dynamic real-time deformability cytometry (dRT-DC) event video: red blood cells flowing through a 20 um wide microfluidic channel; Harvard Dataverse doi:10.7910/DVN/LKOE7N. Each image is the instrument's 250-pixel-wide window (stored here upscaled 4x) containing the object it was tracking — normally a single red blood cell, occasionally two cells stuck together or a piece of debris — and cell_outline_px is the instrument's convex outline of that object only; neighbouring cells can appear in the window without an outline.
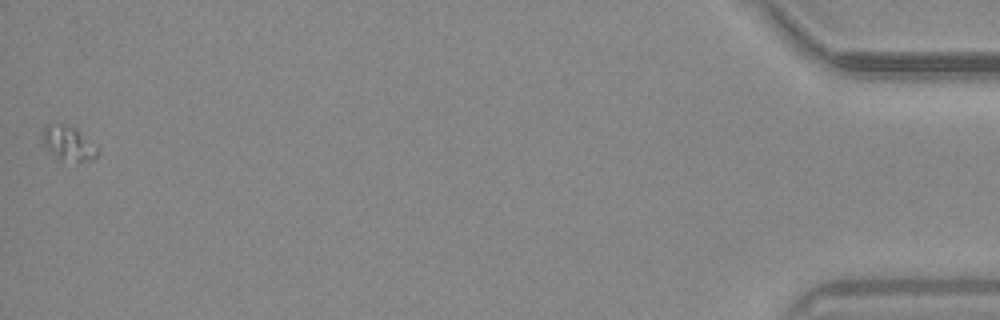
{"species": "common noctule bat (a hibernating species)", "species_latin": "Nyctalus noctula", "temperature_condition": "warm", "stored_images_in_passage": 45, "camera_frame_rate_fps": 3000, "um_per_image_px": 0.085, "animal": {"sex": "male", "body_mass_g": 20.4}, "frame": {"image": 1, "passage_image": 45, "time_ms": 14.667, "image_size_px": [1000, 320], "cell_outline_px": [[96, 156], [92, 160], [76, 164], [60, 160], [44, 144], [40, 136], [44, 128], [48, 124], [64, 124], [76, 128], [96, 148]], "centroid_in_image_um": [5.78, 12.21], "position_along_channel_um": 429.4, "area_um2": 10.98}}